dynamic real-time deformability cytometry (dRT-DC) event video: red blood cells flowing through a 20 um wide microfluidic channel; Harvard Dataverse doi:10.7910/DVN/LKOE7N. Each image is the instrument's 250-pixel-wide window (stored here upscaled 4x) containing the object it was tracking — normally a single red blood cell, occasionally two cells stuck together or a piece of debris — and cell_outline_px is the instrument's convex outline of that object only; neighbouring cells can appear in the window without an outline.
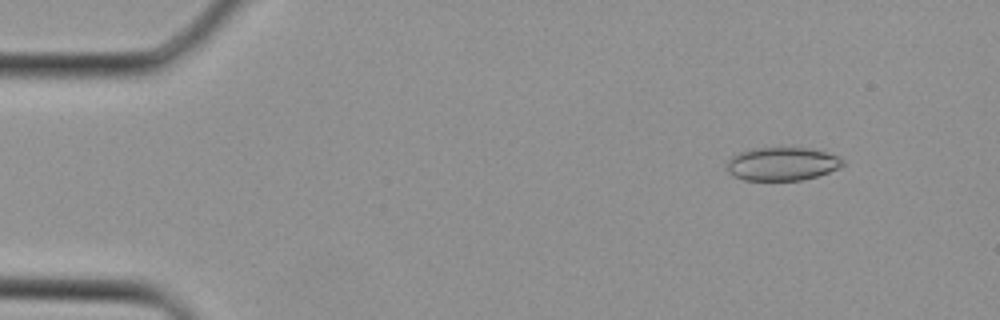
{"species": "Egyptian fruit bat (a non-hibernating species)", "species_latin": "Rousettus aegyptiacus", "temperature_condition": "cold", "stored_images_in_passage": 36, "segment_of_instrument_passage": [1, 2], "camera_frame_rate_fps": 3000, "um_per_image_px": 0.085, "animal": {"sex": "female"}, "frame": {"image": 1, "passage_image": 4, "time_ms": 1.0, "image_size_px": [1000, 320], "cell_outline_px": [[844, 164], [840, 168], [816, 176], [800, 180], [744, 180], [728, 172], [728, 160], [732, 156], [740, 152], [756, 148], [808, 148], [824, 152], [836, 156], [844, 160]], "centroid_in_image_um": [66.49, 13.93], "position_along_channel_um": 18.5, "area_um2": 22.14}}
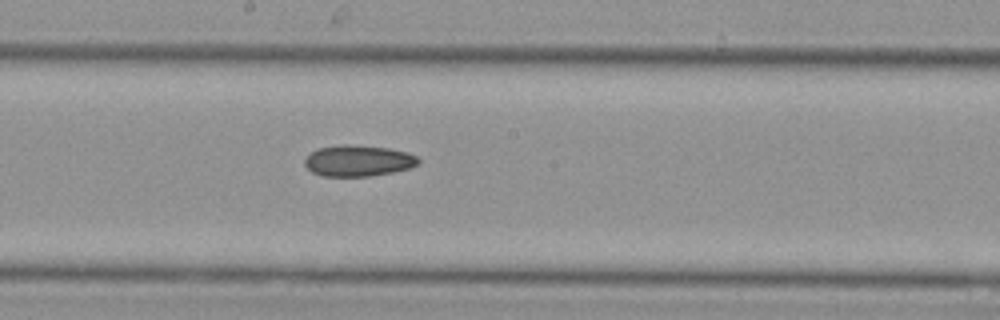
{"frame": {"image": 2, "passage_image": 19, "time_ms": 6.0, "image_size_px": [1000, 320], "cell_outline_px": [[420, 164], [412, 168], [372, 176], [324, 176], [312, 172], [304, 164], [304, 160], [312, 152], [320, 148], [344, 144], [348, 144], [388, 148], [408, 152], [416, 156], [420, 160]], "centroid_in_image_um": [30.5, 13.67], "position_along_channel_um": 217.7, "area_um2": 20.63}}
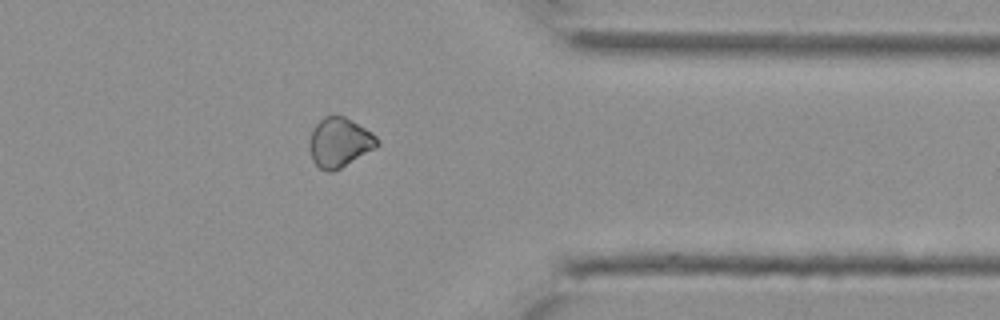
{"frame": {"image": 3, "passage_image": 28, "time_ms": 9.0, "image_size_px": [1000, 320], "cell_outline_px": [[380, 144], [376, 148], [340, 168], [332, 172], [328, 172], [320, 168], [312, 160], [308, 144], [308, 140], [316, 124], [324, 116], [344, 116], [372, 132], [376, 136]], "centroid_in_image_um": [28.85, 12.11], "position_along_channel_um": 382.5, "area_um2": 19.48}}